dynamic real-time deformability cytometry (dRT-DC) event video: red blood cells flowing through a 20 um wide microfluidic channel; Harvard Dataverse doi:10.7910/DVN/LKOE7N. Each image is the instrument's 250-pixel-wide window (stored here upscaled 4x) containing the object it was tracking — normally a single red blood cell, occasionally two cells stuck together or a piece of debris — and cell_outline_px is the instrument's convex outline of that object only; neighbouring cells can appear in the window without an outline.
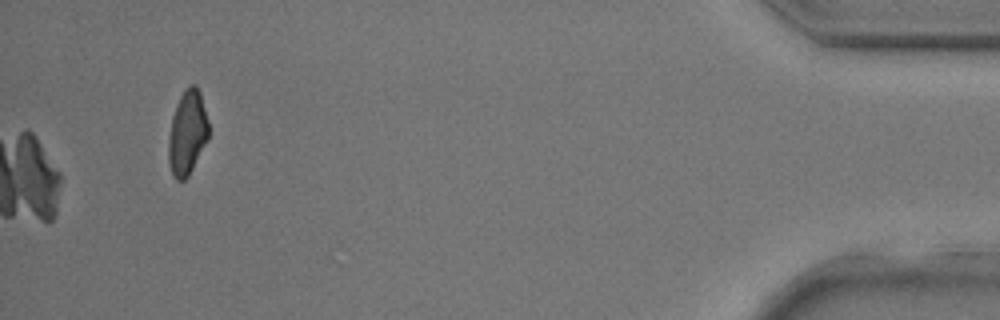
{"species": "common noctule bat (a hibernating species)", "species_latin": "Nyctalus noctula", "temperature_condition": "room temperature", "stored_images_in_passage": 35, "camera_frame_rate_fps": 3000, "um_per_image_px": 0.085, "animal": {"sex": "male", "body_mass_g": 17.9, "forearm_length_mm": 54.2}, "frame": {"image": 1, "passage_image": 35, "time_ms": 11.333, "image_size_px": [1000, 320], "cell_outline_px": [[208, 140], [188, 176], [184, 180], [176, 180], [172, 176], [168, 164], [168, 140], [172, 116], [176, 104], [184, 88], [188, 84], [196, 84], [200, 92], [208, 120]], "centroid_in_image_um": [15.91, 11.27], "position_along_channel_um": 419.3, "area_um2": 20.0}}